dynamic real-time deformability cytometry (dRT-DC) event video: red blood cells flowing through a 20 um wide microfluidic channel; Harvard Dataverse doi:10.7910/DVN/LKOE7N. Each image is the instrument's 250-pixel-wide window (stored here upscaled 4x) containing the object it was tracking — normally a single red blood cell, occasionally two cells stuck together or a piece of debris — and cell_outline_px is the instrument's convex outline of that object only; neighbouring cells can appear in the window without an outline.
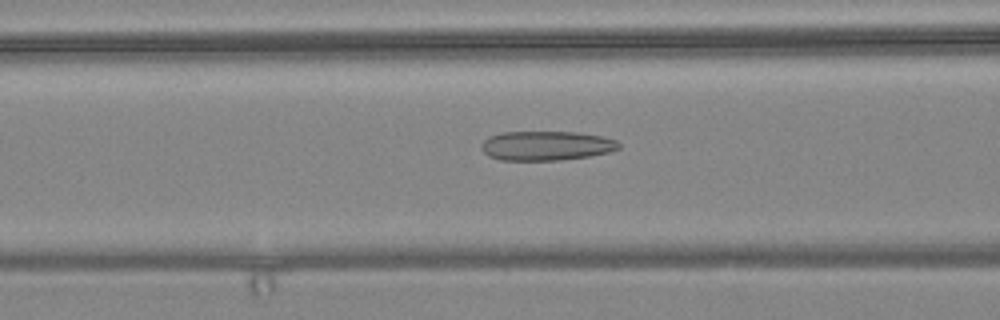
{"species": "common noctule bat (a hibernating species)", "species_latin": "Nyctalus noctula", "temperature_condition": "warm", "stored_images_in_passage": 56, "camera_frame_rate_fps": 3000, "um_per_image_px": 0.085, "animal": {"sex": "female", "body_mass_g": 24.6, "forearm_length_mm": 56.2}, "frame": {"image": 1, "passage_image": 22, "time_ms": 7.0, "image_size_px": [1000, 320], "cell_outline_px": [[620, 148], [608, 152], [588, 156], [560, 160], [500, 160], [488, 156], [480, 148], [480, 144], [488, 136], [500, 132], [580, 132], [600, 136], [616, 140], [620, 144]], "centroid_in_image_um": [46.39, 12.38], "position_along_channel_um": 120.2, "area_um2": 23.64}}
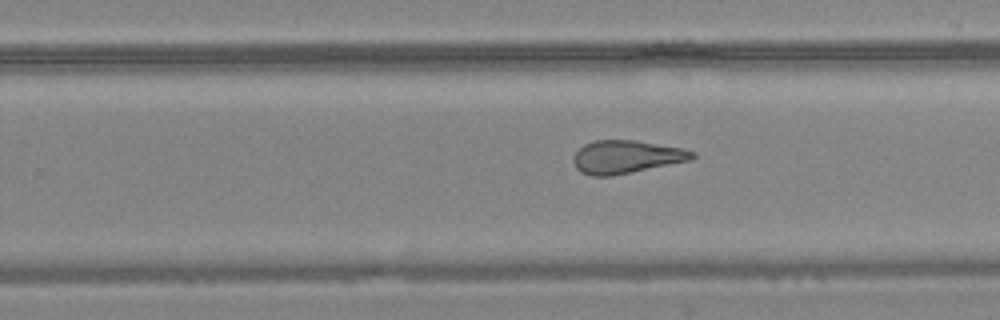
{"frame": {"image": 2, "passage_image": 35, "time_ms": 11.333, "image_size_px": [1000, 320], "cell_outline_px": [[696, 156], [692, 160], [612, 176], [592, 176], [580, 172], [576, 168], [572, 160], [576, 152], [584, 144], [592, 140], [636, 140], [684, 148], [696, 152]], "centroid_in_image_um": [53.25, 13.33], "position_along_channel_um": 276.6, "area_um2": 23.12}}
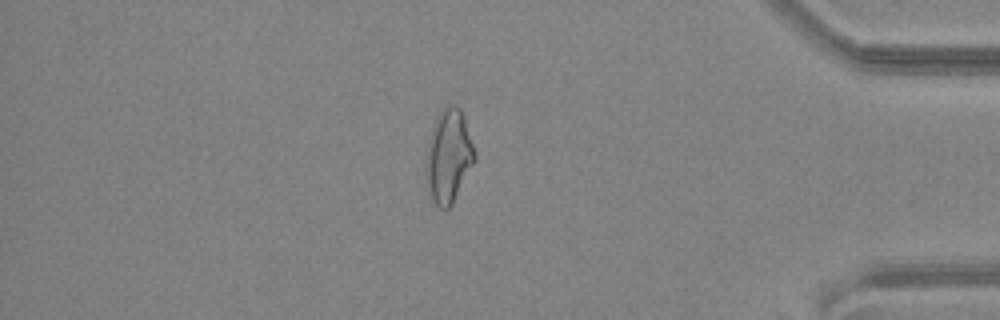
{"frame": {"image": 3, "passage_image": 48, "time_ms": 15.667, "image_size_px": [1000, 320], "cell_outline_px": [[476, 160], [452, 204], [448, 208], [440, 208], [432, 200], [424, 176], [428, 144], [432, 128], [440, 112], [448, 104], [456, 104], [460, 108], [464, 116], [476, 152]], "centroid_in_image_um": [38.14, 13.27], "position_along_channel_um": 397.1, "area_um2": 26.53}, "authors_computed_cell_mechanics": {"area_um2": 25.432, "velocity_mm_per_s": 3.6101, "shape_relaxation_time_tau1_ms": null, "shape_relaxation_time_tau2_ms": 2.1784, "deformation_change_tau1": null, "deformation_change_tau2": 0.1164}}